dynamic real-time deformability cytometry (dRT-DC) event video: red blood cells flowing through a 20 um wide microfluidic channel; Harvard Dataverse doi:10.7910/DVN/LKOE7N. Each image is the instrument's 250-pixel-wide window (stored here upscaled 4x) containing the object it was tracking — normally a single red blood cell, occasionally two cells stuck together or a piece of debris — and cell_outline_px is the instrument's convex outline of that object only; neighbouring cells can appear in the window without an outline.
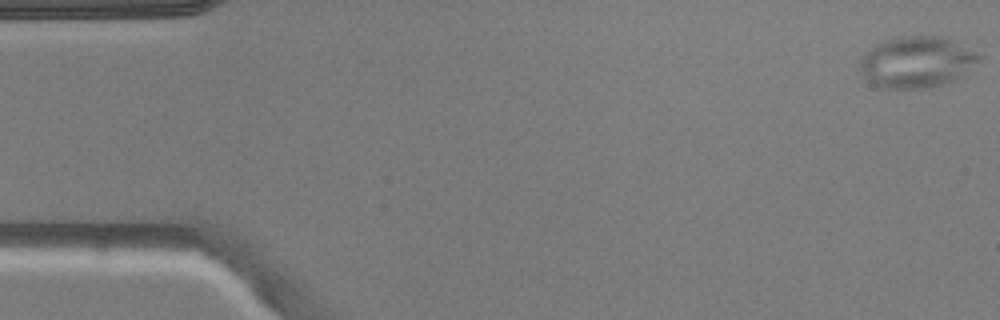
{"species": "common noctule bat (a hibernating species)", "species_latin": "Nyctalus noctula", "temperature_condition": "warm", "stored_images_in_passage": 7, "camera_frame_rate_fps": 3000, "um_per_image_px": 0.085, "animal": {"sex": "male", "body_mass_g": 20.5, "forearm_length_mm": 52.5}, "frame": {"image": 1, "passage_image": 1, "time_ms": 0.0, "image_size_px": [1000, 320], "cell_outline_px": [[984, 56], [964, 76], [956, 80], [944, 84], [924, 88], [884, 88], [868, 80], [864, 76], [860, 68], [860, 56], [876, 44], [884, 40], [900, 36], [944, 36]], "centroid_in_image_um": [77.96, 5.27], "position_along_channel_um": 7.0, "area_um2": 35.72}}